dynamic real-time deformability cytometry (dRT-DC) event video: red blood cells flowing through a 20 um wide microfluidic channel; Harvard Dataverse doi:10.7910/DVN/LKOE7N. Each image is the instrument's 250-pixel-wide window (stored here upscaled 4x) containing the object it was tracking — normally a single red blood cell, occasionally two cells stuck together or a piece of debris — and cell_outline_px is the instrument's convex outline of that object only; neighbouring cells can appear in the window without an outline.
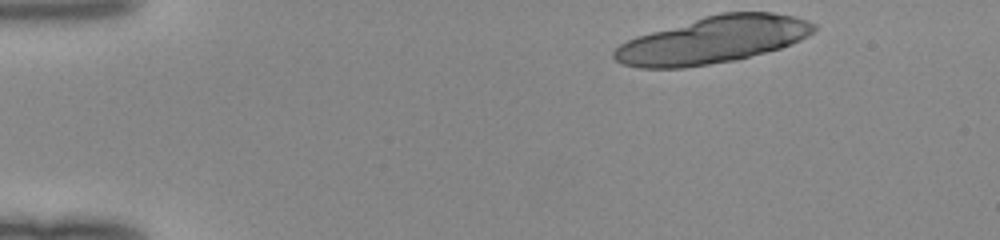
{"species": "human", "species_latin": "Homo sapiens", "temperature_condition": "room temperature", "stored_images_in_passage": 5, "camera_frame_rate_fps": 3000, "um_per_image_px": 0.085, "donor": {"sex": "female"}, "frame": {"image": 1, "passage_image": 1, "time_ms": 0.0, "image_size_px": [1000, 240], "cell_outline_px": [[816, 28], [808, 36], [792, 44], [780, 48], [736, 60], [684, 68], [640, 68], [620, 64], [612, 56], [612, 52], [620, 44], [636, 36], [704, 16], [720, 12], [772, 12], [796, 16], [808, 20], [816, 24]], "centroid_in_image_um": [60.61, 3.4], "position_along_channel_um": 24.4, "area_um2": 54.74}}